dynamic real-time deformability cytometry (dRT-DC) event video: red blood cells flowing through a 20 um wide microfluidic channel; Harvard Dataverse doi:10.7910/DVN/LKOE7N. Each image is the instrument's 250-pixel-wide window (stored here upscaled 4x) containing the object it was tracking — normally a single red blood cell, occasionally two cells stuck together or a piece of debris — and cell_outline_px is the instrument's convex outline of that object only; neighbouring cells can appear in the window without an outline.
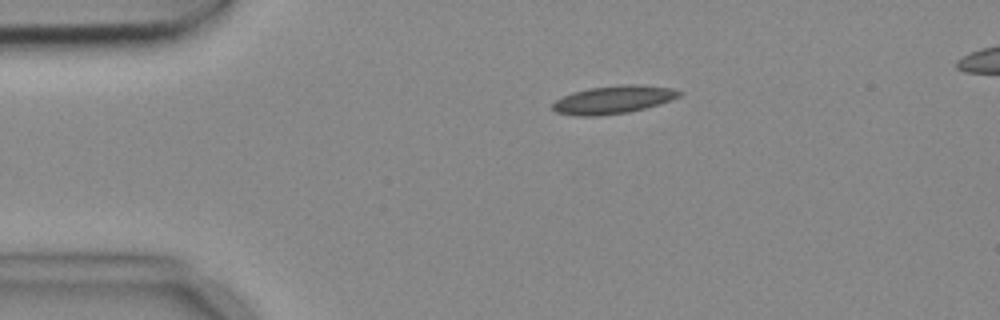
{"species": "common noctule bat (a hibernating species)", "species_latin": "Nyctalus noctula", "temperature_condition": "cold", "stored_images_in_passage": 3, "segment_of_instrument_passage": [1, 2], "camera_frame_rate_fps": 3000, "um_per_image_px": 0.085, "animal": {"sex": "female", "body_mass_g": 18.4}, "frame": {"image": 1, "passage_image": 1, "time_ms": 0.0, "image_size_px": [1000, 320], "cell_outline_px": [[684, 92], [680, 96], [672, 100], [660, 104], [628, 112], [596, 116], [576, 116], [556, 112], [552, 108], [552, 104], [556, 100], [572, 92], [588, 88], [620, 84], [640, 84], [672, 88]], "centroid_in_image_um": [52.16, 8.46], "position_along_channel_um": 32.8, "area_um2": 20.81}}